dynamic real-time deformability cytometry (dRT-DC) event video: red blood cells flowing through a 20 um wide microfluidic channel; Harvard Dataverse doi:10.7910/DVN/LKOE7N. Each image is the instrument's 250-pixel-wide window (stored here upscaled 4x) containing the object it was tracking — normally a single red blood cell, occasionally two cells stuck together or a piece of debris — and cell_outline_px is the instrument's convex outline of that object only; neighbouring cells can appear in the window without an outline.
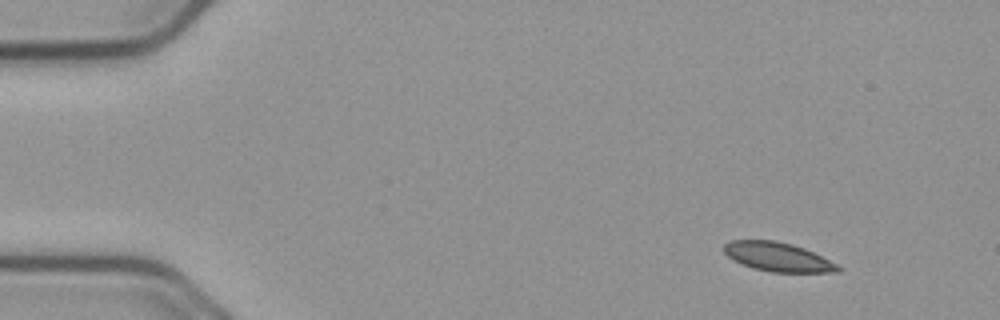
{"species": "common noctule bat (a hibernating species)", "species_latin": "Nyctalus noctula", "temperature_condition": "cold", "stored_images_in_passage": 51, "camera_frame_rate_fps": 3000, "um_per_image_px": 0.085, "animal": {"sex": "male", "body_mass_g": 23.1, "forearm_length_mm": 52.7}, "frame": {"image": 1, "passage_image": 1, "time_ms": 0.0, "image_size_px": [1000, 320], "cell_outline_px": [[844, 268], [840, 272], [772, 272], [752, 268], [732, 260], [724, 252], [724, 244], [732, 240], [776, 240], [792, 244], [804, 248]], "centroid_in_image_um": [66.1, 21.84], "position_along_channel_um": 18.9, "area_um2": 19.25}}
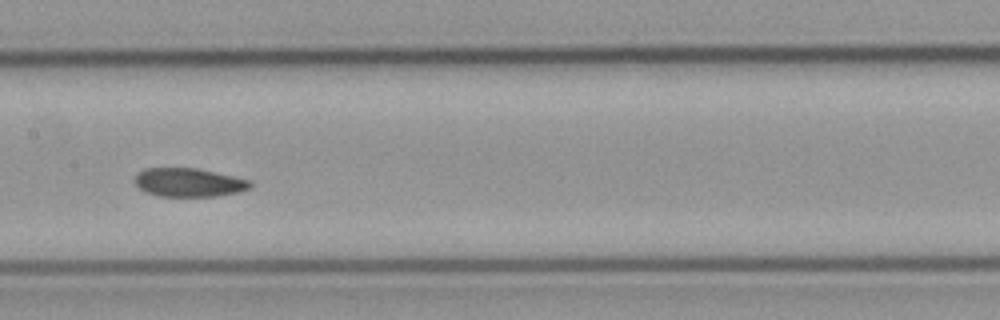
{"frame": {"image": 2, "passage_image": 23, "time_ms": 7.333, "image_size_px": [1000, 320], "cell_outline_px": [[252, 188], [240, 192], [216, 196], [160, 196], [144, 192], [132, 180], [136, 172], [144, 168], [196, 168], [216, 172], [252, 180]], "centroid_in_image_um": [16.04, 15.5], "position_along_channel_um": 191.4, "area_um2": 19.59}}
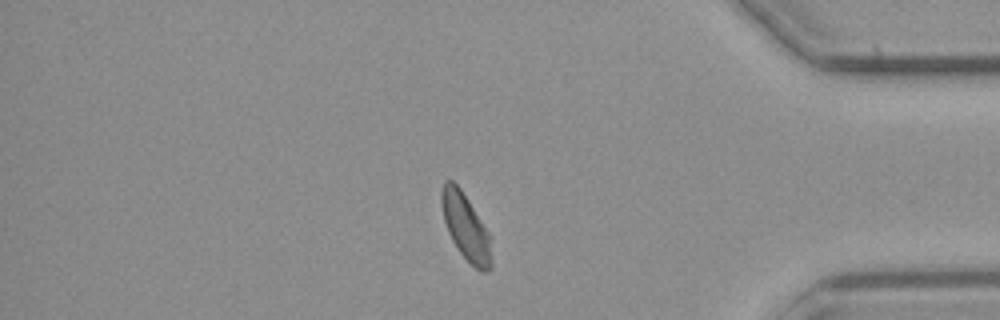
{"frame": {"image": 3, "passage_image": 42, "time_ms": 13.667, "image_size_px": [1000, 320], "cell_outline_px": [[492, 268], [488, 272], [480, 272], [460, 252], [452, 240], [448, 232], [444, 220], [440, 204], [440, 192], [444, 180], [452, 180], [460, 188], [492, 236]], "centroid_in_image_um": [39.61, 19.3], "position_along_channel_um": 395.6, "area_um2": 19.65}}